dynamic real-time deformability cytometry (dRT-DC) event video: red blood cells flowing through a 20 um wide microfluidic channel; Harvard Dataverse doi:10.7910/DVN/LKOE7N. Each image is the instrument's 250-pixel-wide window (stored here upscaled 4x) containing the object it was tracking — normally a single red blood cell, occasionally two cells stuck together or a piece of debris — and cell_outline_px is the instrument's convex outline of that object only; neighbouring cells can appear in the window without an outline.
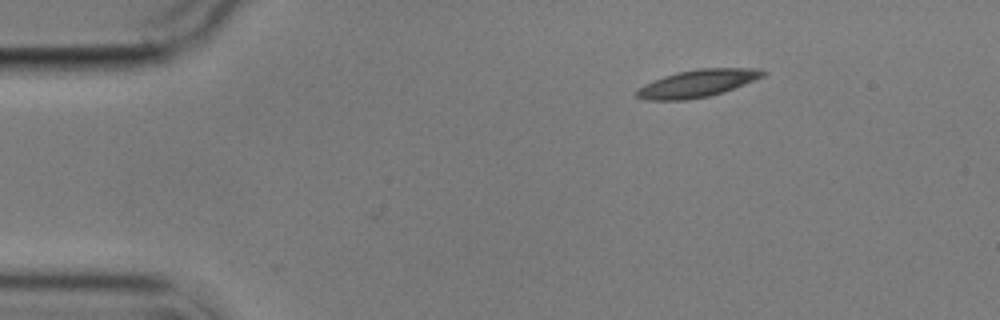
{"species": "common noctule bat (a hibernating species)", "species_latin": "Nyctalus noctula", "temperature_condition": "cold", "stored_images_in_passage": 4, "camera_frame_rate_fps": 3000, "um_per_image_px": 0.085, "animal": {"sex": "male", "body_mass_g": 17.9}, "frame": {"image": 1, "passage_image": 1, "time_ms": 0.0, "image_size_px": [1000, 320], "cell_outline_px": [[768, 72], [764, 76], [724, 92], [708, 96], [688, 100], [644, 100], [636, 96], [636, 92], [644, 84], [664, 76], [676, 72], [696, 68], [764, 68]], "centroid_in_image_um": [59.32, 7.08], "position_along_channel_um": 25.7, "area_um2": 20.29}}
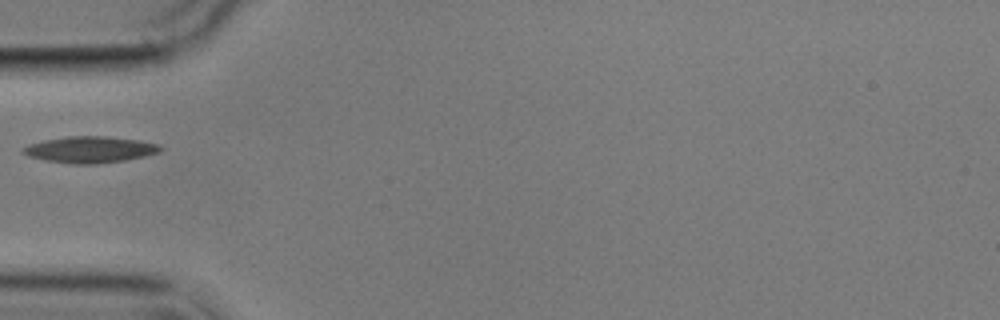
{"frame": {"image": 2, "passage_image": 4, "time_ms": 3.333, "image_size_px": [1000, 320], "cell_outline_px": [[164, 148], [160, 152], [144, 156], [124, 160], [96, 164], [72, 164], [44, 160], [28, 156], [20, 152], [20, 148], [28, 144], [44, 140], [68, 136], [104, 136], [140, 140], [160, 144]], "centroid_in_image_um": [7.63, 12.71], "position_along_channel_um": 77.4, "area_um2": 21.33}}